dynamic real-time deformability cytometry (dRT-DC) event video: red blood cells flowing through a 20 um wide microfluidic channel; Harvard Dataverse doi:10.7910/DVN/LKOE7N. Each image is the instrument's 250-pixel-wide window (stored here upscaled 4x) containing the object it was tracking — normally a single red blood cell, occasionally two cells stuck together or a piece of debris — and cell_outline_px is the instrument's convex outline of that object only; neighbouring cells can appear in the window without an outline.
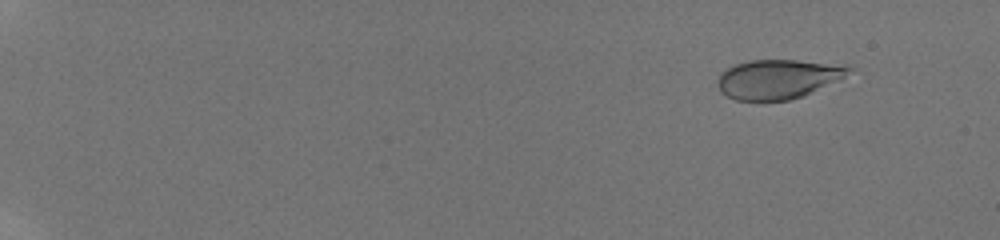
{"species": "human", "species_latin": "Homo sapiens", "temperature_condition": "room temperature", "stored_images_in_passage": 57, "camera_frame_rate_fps": 3000, "um_per_image_px": 0.085, "donor": {"sex": "male"}, "frame": {"image": 1, "passage_image": 7, "time_ms": 2.0, "image_size_px": [1000, 240], "cell_outline_px": [[856, 68], [844, 76], [804, 96], [788, 100], [736, 100], [720, 92], [716, 84], [716, 80], [720, 72], [732, 64], [748, 60], [796, 60], [848, 64]], "centroid_in_image_um": [66.11, 6.69], "position_along_channel_um": 18.9, "area_um2": 30.46}}
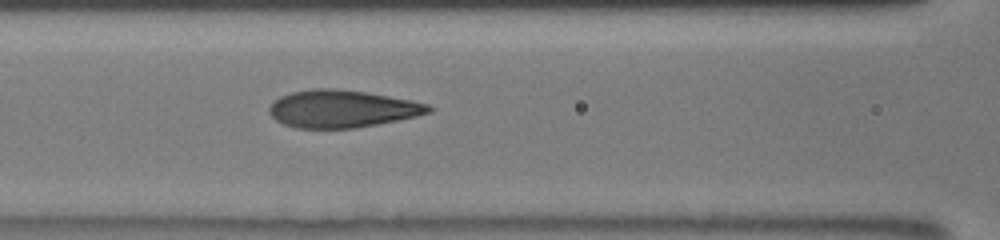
{"frame": {"image": 2, "passage_image": 30, "time_ms": 9.667, "image_size_px": [1000, 240], "cell_outline_px": [[432, 112], [416, 116], [356, 128], [296, 128], [284, 124], [276, 120], [268, 112], [268, 108], [280, 96], [292, 92], [312, 88], [336, 88], [364, 92], [412, 100], [428, 104], [432, 108]], "centroid_in_image_um": [29.06, 9.24], "position_along_channel_um": 137.5, "area_um2": 34.62}}
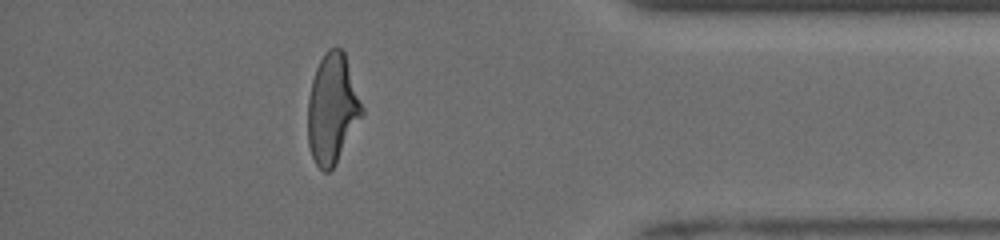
{"frame": {"image": 3, "passage_image": 52, "time_ms": 17.0, "image_size_px": [1000, 240], "cell_outline_px": [[364, 116], [336, 164], [328, 172], [324, 172], [316, 164], [312, 156], [308, 144], [308, 100], [312, 80], [316, 68], [324, 52], [328, 48], [340, 48], [344, 52], [364, 108]], "centroid_in_image_um": [28.27, 9.27], "position_along_channel_um": 406.9, "area_um2": 34.85}, "authors_computed_cell_mechanics": {"area_um2": 34.391, "velocity_mm_per_s": 3.9664, "shape_relaxation_time_tau1_ms": 4.8073, "shape_relaxation_time_tau2_ms": null, "deformation_change_tau1": 0.2002, "deformation_change_tau2": null}}